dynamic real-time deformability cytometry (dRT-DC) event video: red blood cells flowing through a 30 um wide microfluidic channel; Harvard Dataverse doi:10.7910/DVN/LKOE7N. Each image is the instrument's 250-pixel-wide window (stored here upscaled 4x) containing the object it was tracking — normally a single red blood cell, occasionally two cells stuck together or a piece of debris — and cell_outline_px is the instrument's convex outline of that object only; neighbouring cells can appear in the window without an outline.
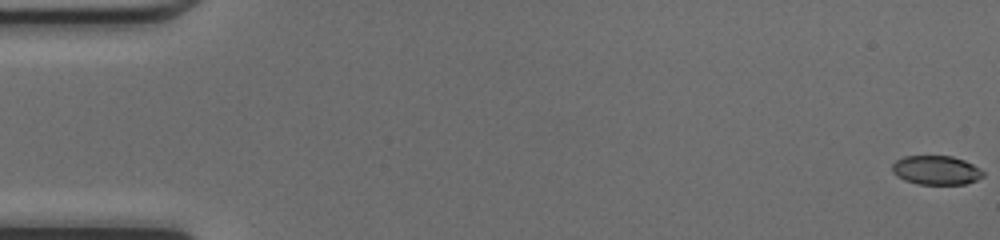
{"species": "common noctule bat (a hibernating species)", "species_latin": "Nyctalus noctula", "temperature_condition": "cold", "stored_images_in_passage": 50, "camera_frame_rate_fps": 3000, "um_per_image_px": 0.085, "animal": {"sex": "female", "body_mass_g": 17.0, "forearm_length_mm": 48.0}, "frame": {"image": 1, "passage_image": 1, "time_ms": 0.0, "image_size_px": [1000, 240], "cell_outline_px": [[984, 176], [976, 180], [964, 184], [916, 184], [904, 180], [896, 176], [892, 172], [892, 164], [896, 160], [904, 156], [952, 156], [964, 160], [980, 168], [984, 172]], "centroid_in_image_um": [79.56, 14.47], "position_along_channel_um": 5.4, "area_um2": 15.49}}
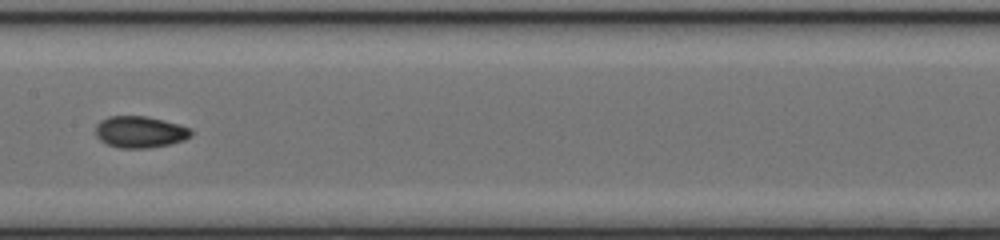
{"frame": {"image": 2, "passage_image": 26, "time_ms": 8.333, "image_size_px": [1000, 240], "cell_outline_px": [[192, 136], [184, 140], [168, 144], [148, 148], [120, 148], [108, 144], [100, 140], [96, 136], [96, 124], [100, 120], [108, 116], [148, 116], [180, 124], [192, 128]], "centroid_in_image_um": [11.91, 11.2], "position_along_channel_um": 195.5, "area_um2": 17.74}}
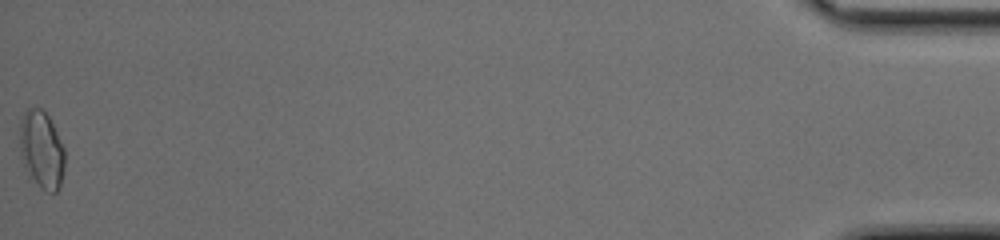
{"frame": {"image": 3, "passage_image": 50, "time_ms": 16.333, "image_size_px": [1000, 240], "cell_outline_px": [[64, 168], [60, 188], [56, 192], [48, 192], [40, 188], [28, 176], [20, 156], [20, 120], [24, 112], [28, 108], [40, 108], [48, 116], [64, 148]], "centroid_in_image_um": [3.52, 12.76], "position_along_channel_um": 431.7, "area_um2": 20.46}, "authors_computed_cell_mechanics": {"area_um2": 16.7909, "velocity_mm_per_s": 4.2533, "shape_relaxation_time_tau1_ms": 6.7152, "shape_relaxation_time_tau2_ms": 1.7188, "deformation_change_tau1": 0.1615, "deformation_change_tau2": 0.0445}}